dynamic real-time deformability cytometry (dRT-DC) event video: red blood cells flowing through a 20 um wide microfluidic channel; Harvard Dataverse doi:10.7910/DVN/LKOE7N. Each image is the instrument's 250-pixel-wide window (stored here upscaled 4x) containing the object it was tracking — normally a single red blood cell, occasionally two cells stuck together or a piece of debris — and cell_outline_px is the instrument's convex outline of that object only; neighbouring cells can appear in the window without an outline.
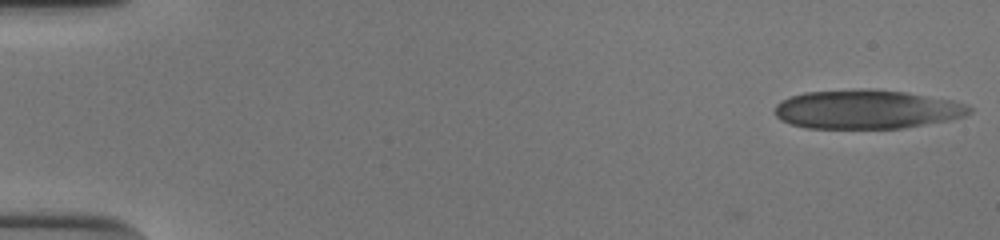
{"species": "human", "species_latin": "Homo sapiens", "temperature_condition": "cold", "stored_images_in_passage": 52, "camera_frame_rate_fps": 3000, "um_per_image_px": 0.085, "donor": {"sex": "male"}, "frame": {"image": 1, "passage_image": 1, "time_ms": 0.0, "image_size_px": [1000, 240], "cell_outline_px": [[972, 112], [964, 116], [948, 120], [904, 128], [808, 128], [792, 124], [780, 120], [776, 116], [776, 104], [780, 100], [804, 92], [864, 88], [876, 88], [904, 92], [952, 100], [964, 104], [972, 108]], "centroid_in_image_um": [73.66, 9.28], "position_along_channel_um": 11.3, "area_um2": 44.27}}
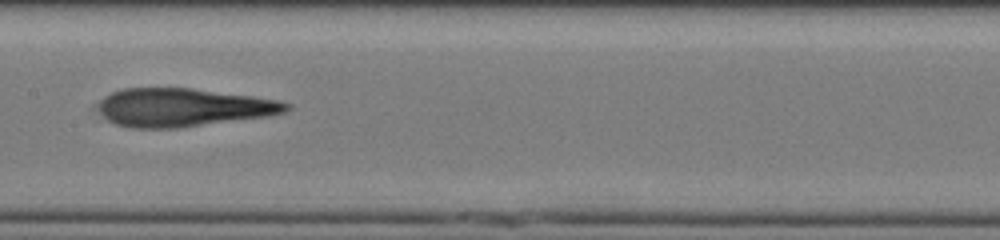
{"frame": {"image": 2, "passage_image": 27, "time_ms": 8.667, "image_size_px": [1000, 240], "cell_outline_px": [[292, 108], [284, 112], [268, 116], [176, 128], [132, 128], [116, 124], [108, 120], [104, 116], [100, 108], [100, 100], [104, 96], [112, 92], [124, 88], [192, 88], [252, 96], [276, 100], [292, 104]], "centroid_in_image_um": [15.58, 9.13], "position_along_channel_um": 191.8, "area_um2": 41.62}}
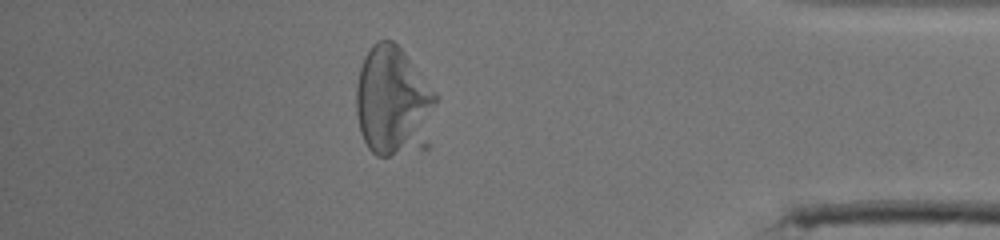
{"frame": {"image": 3, "passage_image": 46, "time_ms": 15.0, "image_size_px": [1000, 240], "cell_outline_px": [[436, 100], [404, 144], [388, 156], [376, 156], [368, 148], [360, 132], [356, 112], [356, 84], [360, 68], [364, 56], [372, 44], [376, 40], [392, 40], [404, 52], [436, 92]], "centroid_in_image_um": [33.16, 8.31], "position_along_channel_um": 402.0, "area_um2": 46.12}, "authors_computed_cell_mechanics": {"area_um2": 43.2344, "velocity_mm_per_s": 3.8582, "shape_relaxation_time_tau1_ms": 9.1568, "shape_relaxation_time_tau2_ms": 2.4846, "deformation_change_tau1": 0.2764, "deformation_change_tau2": 0.1434}}